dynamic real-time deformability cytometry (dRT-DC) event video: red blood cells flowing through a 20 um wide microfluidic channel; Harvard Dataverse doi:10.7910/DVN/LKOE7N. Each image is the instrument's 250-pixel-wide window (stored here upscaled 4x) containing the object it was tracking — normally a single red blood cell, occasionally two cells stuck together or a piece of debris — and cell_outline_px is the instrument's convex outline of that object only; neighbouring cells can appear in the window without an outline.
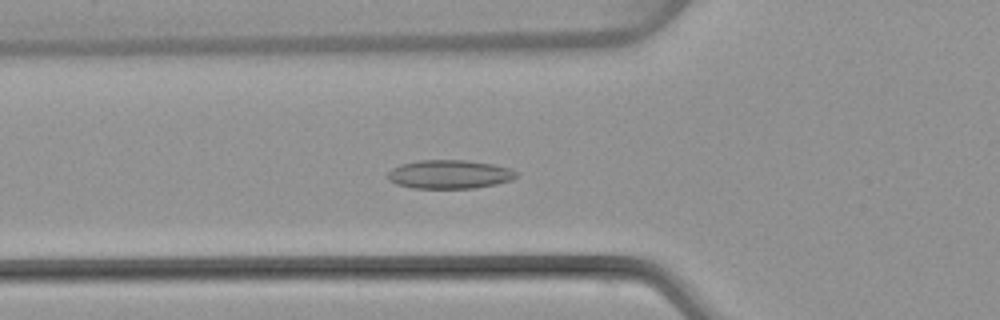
{"species": "common noctule bat (a hibernating species)", "species_latin": "Nyctalus noctula", "temperature_condition": "warm", "stored_images_in_passage": 51, "camera_frame_rate_fps": 3000, "um_per_image_px": 0.085, "animal": {"sex": "female", "body_mass_g": 22.7, "forearm_length_mm": 54.2}, "frame": {"image": 1, "passage_image": 18, "time_ms": 5.667, "image_size_px": [1000, 320], "cell_outline_px": [[520, 172], [512, 180], [496, 184], [472, 188], [412, 188], [396, 184], [388, 180], [388, 172], [392, 168], [400, 164], [420, 160], [468, 160], [492, 164], [512, 168]], "centroid_in_image_um": [38.23, 14.81], "position_along_channel_um": 87.6, "area_um2": 21.68}}
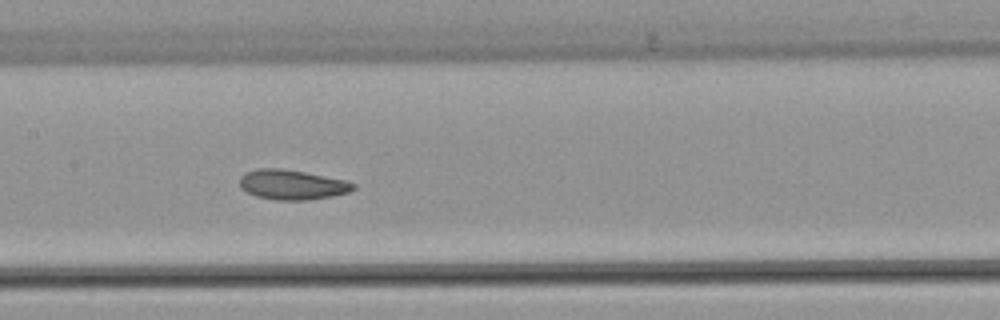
{"frame": {"image": 2, "passage_image": 25, "time_ms": 8.0, "image_size_px": [1000, 320], "cell_outline_px": [[356, 188], [348, 192], [332, 196], [308, 200], [276, 200], [256, 196], [240, 188], [240, 176], [244, 172], [256, 168], [280, 168], [304, 172], [344, 180], [356, 184]], "centroid_in_image_um": [24.79, 15.69], "position_along_channel_um": 182.6, "area_um2": 19.77}}
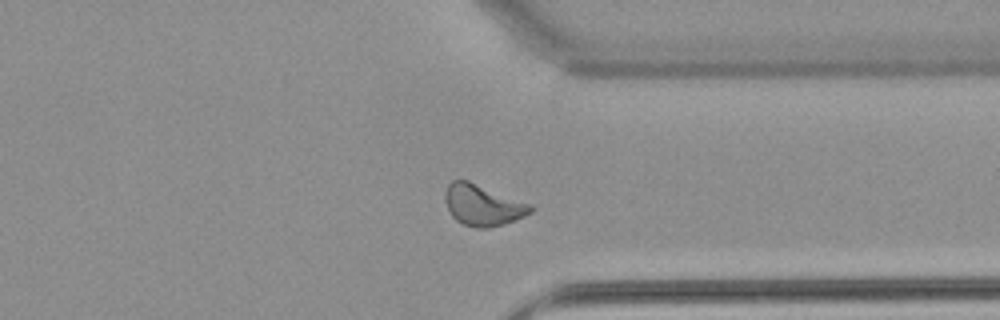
{"frame": {"image": 3, "passage_image": 39, "time_ms": 12.667, "image_size_px": [1000, 320], "cell_outline_px": [[536, 208], [532, 212], [524, 216], [504, 224], [488, 228], [476, 228], [464, 224], [456, 220], [452, 216], [444, 200], [444, 192], [448, 184], [452, 180], [468, 180], [532, 204]], "centroid_in_image_um": [41.05, 17.43], "position_along_channel_um": 370.4, "area_um2": 20.63}, "authors_computed_cell_mechanics": {"area_um2": 20.1144, "velocity_mm_per_s": 4.0573, "shape_relaxation_time_tau1_ms": null, "shape_relaxation_time_tau2_ms": 2.372, "deformation_change_tau1": null, "deformation_change_tau2": 0.0862}}